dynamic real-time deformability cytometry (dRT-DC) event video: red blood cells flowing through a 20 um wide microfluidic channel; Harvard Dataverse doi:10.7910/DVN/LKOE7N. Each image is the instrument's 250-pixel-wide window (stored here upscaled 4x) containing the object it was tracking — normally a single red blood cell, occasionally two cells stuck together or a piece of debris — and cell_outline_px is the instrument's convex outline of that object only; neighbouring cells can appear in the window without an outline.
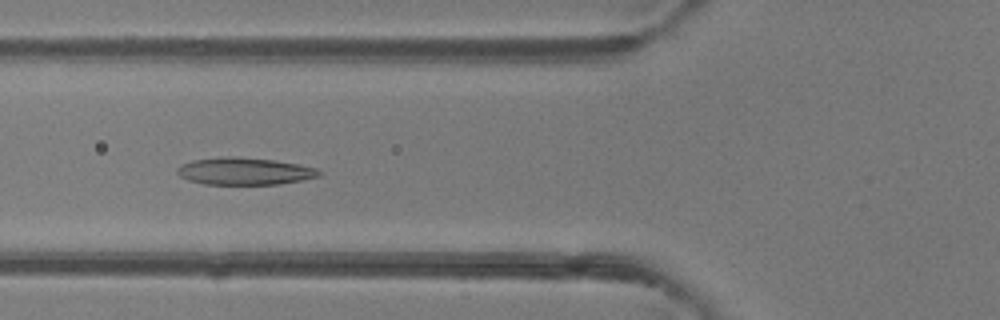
{"species": "common noctule bat (a hibernating species)", "species_latin": "Nyctalus noctula", "temperature_condition": "room temperature", "stored_images_in_passage": 38, "camera_frame_rate_fps": 3000, "um_per_image_px": 0.085, "animal": {"sex": "female"}, "frame": {"image": 1, "passage_image": 7, "time_ms": 2.0, "image_size_px": [1000, 320], "cell_outline_px": [[324, 172], [320, 176], [280, 184], [204, 184], [188, 180], [180, 176], [176, 172], [176, 168], [180, 164], [192, 160], [228, 156], [236, 156], [272, 160], [296, 164], [316, 168]], "centroid_in_image_um": [20.75, 14.55], "position_along_channel_um": 105.0, "area_um2": 22.48}}
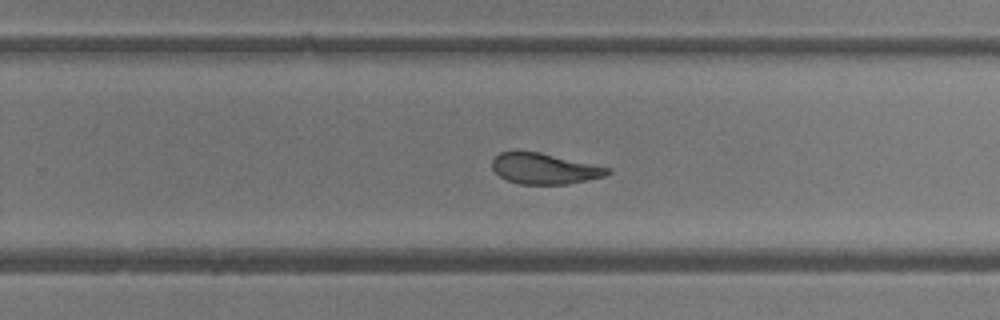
{"frame": {"image": 2, "passage_image": 20, "time_ms": 6.333, "image_size_px": [1000, 320], "cell_outline_px": [[612, 172], [604, 176], [588, 180], [568, 184], [520, 184], [508, 180], [500, 176], [492, 168], [492, 160], [500, 152], [540, 152], [612, 168]], "centroid_in_image_um": [46.32, 14.34], "position_along_channel_um": 283.5, "area_um2": 20.58}}
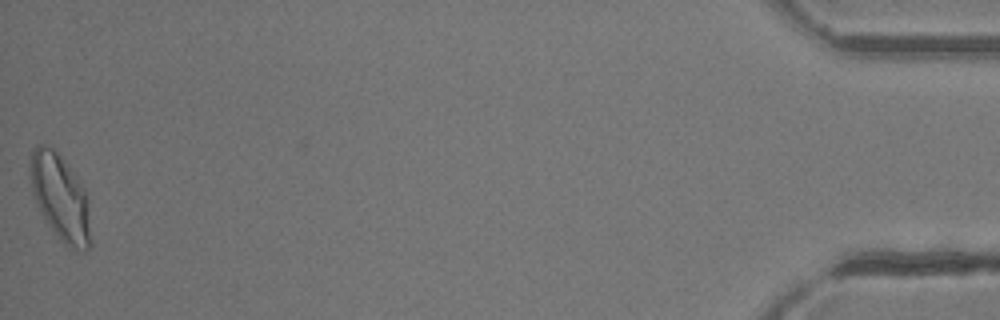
{"frame": {"image": 3, "passage_image": 38, "time_ms": 12.333, "image_size_px": [1000, 320], "cell_outline_px": [[92, 244], [84, 252], [76, 252], [64, 244], [44, 220], [36, 204], [32, 192], [28, 176], [28, 168], [32, 148], [36, 144], [44, 144], [52, 148], [64, 160], [80, 180], [84, 188], [88, 200], [92, 240]], "centroid_in_image_um": [5.12, 16.81], "position_along_channel_um": 430.1, "area_um2": 31.39}, "authors_computed_cell_mechanics": {"area_um2": 22.5709, "velocity_mm_per_s": 4.1204, "shape_relaxation_time_tau1_ms": 5.2424, "shape_relaxation_time_tau2_ms": 1.8502, "deformation_change_tau1": 0.1917, "deformation_change_tau2": 0.097}}